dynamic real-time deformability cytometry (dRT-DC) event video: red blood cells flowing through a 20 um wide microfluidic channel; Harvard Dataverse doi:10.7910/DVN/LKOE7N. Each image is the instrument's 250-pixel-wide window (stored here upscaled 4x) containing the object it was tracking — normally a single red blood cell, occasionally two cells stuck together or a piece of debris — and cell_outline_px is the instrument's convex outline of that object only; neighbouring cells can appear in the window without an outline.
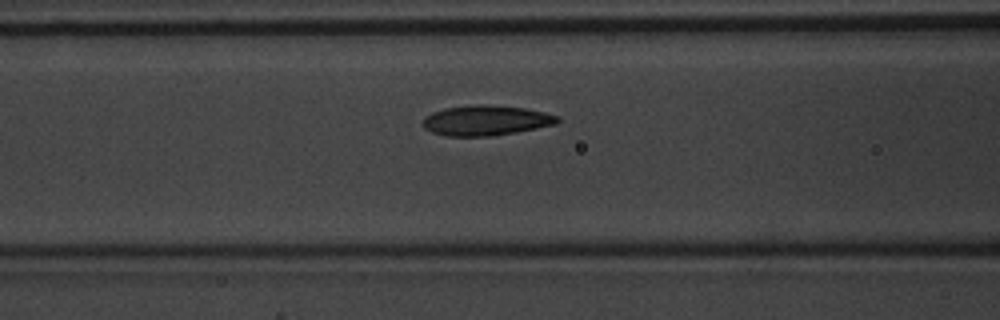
{"species": "common noctule bat (a hibernating species)", "species_latin": "Nyctalus noctula", "temperature_condition": "warm", "stored_images_in_passage": 46, "camera_frame_rate_fps": 3000, "um_per_image_px": 0.085, "animal": {"sex": "male", "body_mass_g": 20.1, "forearm_length_mm": 53.5}, "frame": {"image": 1, "passage_image": 17, "time_ms": 5.333, "image_size_px": [1000, 320], "cell_outline_px": [[560, 120], [556, 124], [516, 132], [492, 136], [444, 136], [432, 132], [424, 128], [424, 116], [432, 112], [444, 108], [472, 104], [476, 104], [524, 108], [544, 112], [556, 116]], "centroid_in_image_um": [41.26, 10.24], "position_along_channel_um": 125.3, "area_um2": 23.52}}
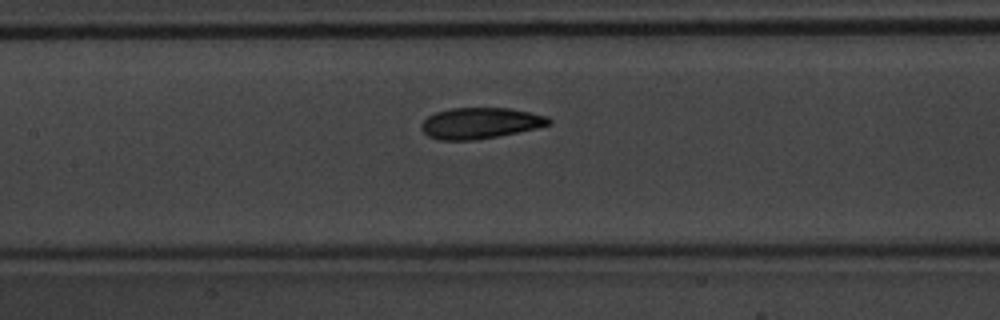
{"frame": {"image": 2, "passage_image": 20, "time_ms": 6.333, "image_size_px": [1000, 320], "cell_outline_px": [[552, 124], [536, 128], [496, 136], [472, 140], [440, 140], [428, 136], [420, 128], [420, 124], [428, 116], [436, 112], [452, 108], [512, 108], [548, 116], [552, 120]], "centroid_in_image_um": [40.82, 10.46], "position_along_channel_um": 166.6, "area_um2": 23.0}}
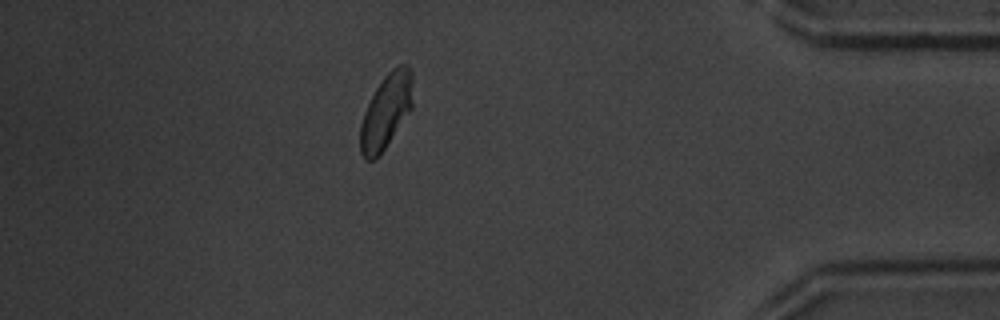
{"frame": {"image": 3, "passage_image": 40, "time_ms": 13.0, "image_size_px": [1000, 320], "cell_outline_px": [[412, 108], [380, 156], [376, 160], [364, 160], [360, 152], [360, 124], [364, 112], [376, 88], [384, 76], [396, 64], [408, 64], [412, 72]], "centroid_in_image_um": [32.81, 9.47], "position_along_channel_um": 402.4, "area_um2": 23.06}, "authors_computed_cell_mechanics": {"area_um2": 22.7154, "velocity_mm_per_s": 4.1146, "shape_relaxation_time_tau1_ms": 2.2959, "shape_relaxation_time_tau2_ms": 1.8848, "deformation_change_tau1": 0.106, "deformation_change_tau2": 0.0618}}